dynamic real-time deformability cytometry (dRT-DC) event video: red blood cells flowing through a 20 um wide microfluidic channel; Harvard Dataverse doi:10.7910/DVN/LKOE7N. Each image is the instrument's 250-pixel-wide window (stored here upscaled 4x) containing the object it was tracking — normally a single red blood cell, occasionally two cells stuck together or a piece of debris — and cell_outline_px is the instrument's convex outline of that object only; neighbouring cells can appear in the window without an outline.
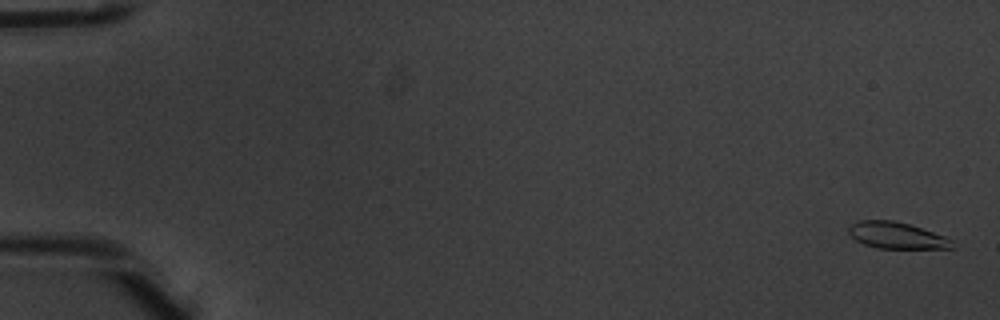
{"species": "common noctule bat (a hibernating species)", "species_latin": "Nyctalus noctula", "temperature_condition": "warm", "stored_images_in_passage": 8, "camera_frame_rate_fps": 3000, "um_per_image_px": 0.085, "animal": {"sex": "male", "body_mass_g": 20.1, "forearm_length_mm": 53.5}, "frame": {"image": 1, "passage_image": 1, "time_ms": 0.0, "image_size_px": [1000, 320], "cell_outline_px": [[952, 248], [876, 248], [864, 244], [856, 240], [848, 232], [848, 228], [856, 220], [892, 220], [908, 224], [944, 236], [952, 240]], "centroid_in_image_um": [76.16, 20.0], "position_along_channel_um": 8.8, "area_um2": 15.72}}
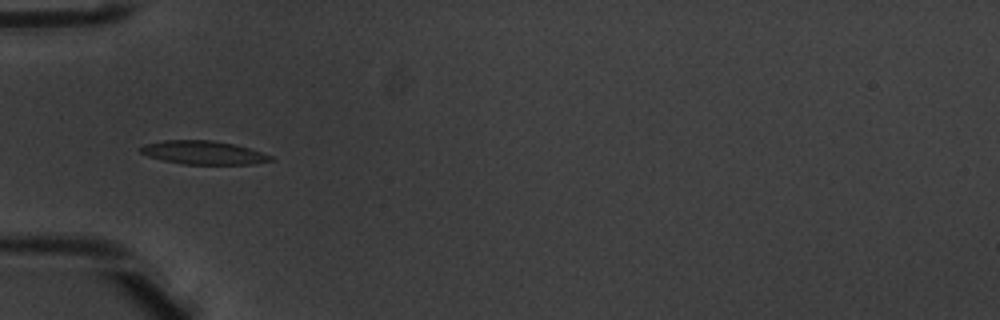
{"frame": {"image": 2, "passage_image": 5, "time_ms": 1.333, "image_size_px": [1000, 320], "cell_outline_px": [[276, 160], [252, 164], [184, 164], [164, 160], [148, 156], [140, 152], [140, 148], [144, 144], [164, 140], [212, 140], [232, 144], [248, 148], [272, 156]], "centroid_in_image_um": [17.29, 12.97], "position_along_channel_um": 67.7, "area_um2": 17.63}}